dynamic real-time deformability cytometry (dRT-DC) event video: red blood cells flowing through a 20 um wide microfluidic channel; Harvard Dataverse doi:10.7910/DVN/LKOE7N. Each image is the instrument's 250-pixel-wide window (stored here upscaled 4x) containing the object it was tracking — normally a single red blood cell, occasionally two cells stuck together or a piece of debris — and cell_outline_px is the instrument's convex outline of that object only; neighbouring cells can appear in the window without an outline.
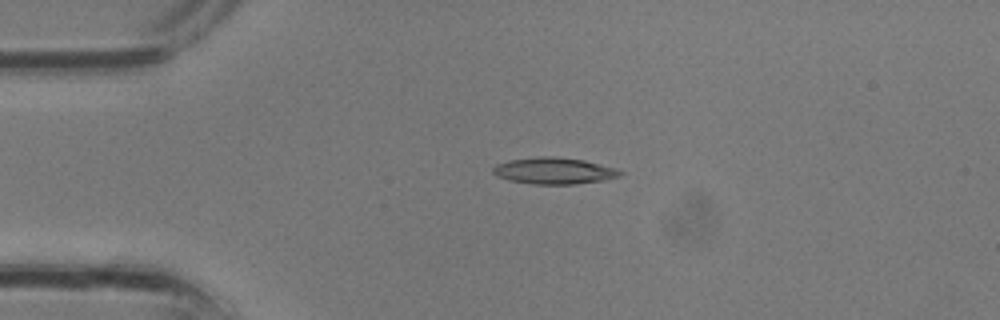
{"species": "common noctule bat (a hibernating species)", "species_latin": "Nyctalus noctula", "temperature_condition": "room temperature", "stored_images_in_passage": 4, "camera_frame_rate_fps": 3000, "um_per_image_px": 0.085, "animal": {"sex": "male", "body_mass_g": 13.3}, "frame": {"image": 1, "passage_image": 4, "time_ms": 1.0, "image_size_px": [1000, 320], "cell_outline_px": [[624, 172], [620, 176], [604, 180], [572, 184], [532, 184], [508, 180], [496, 176], [492, 172], [492, 168], [496, 164], [508, 160], [536, 156], [556, 156], [584, 160], [616, 168]], "centroid_in_image_um": [47.06, 14.51], "position_along_channel_um": 37.9, "area_um2": 19.83}}